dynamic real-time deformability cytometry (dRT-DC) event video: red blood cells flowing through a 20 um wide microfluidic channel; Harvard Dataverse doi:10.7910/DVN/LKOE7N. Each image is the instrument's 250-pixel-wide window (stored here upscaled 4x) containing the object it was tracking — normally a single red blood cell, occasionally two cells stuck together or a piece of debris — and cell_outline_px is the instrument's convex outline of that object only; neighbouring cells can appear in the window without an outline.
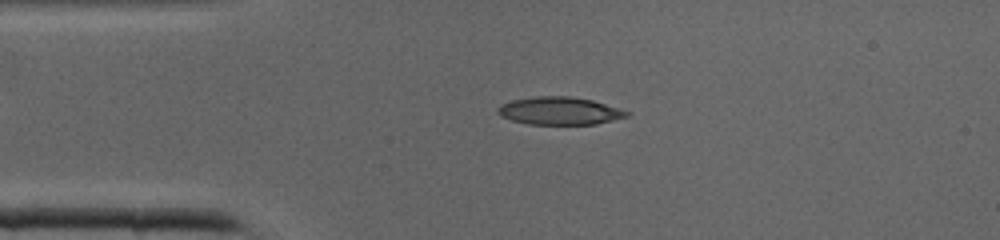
{"species": "common noctule bat (a hibernating species)", "species_latin": "Nyctalus noctula", "temperature_condition": "cold", "stored_images_in_passage": 39, "camera_frame_rate_fps": 3000, "um_per_image_px": 0.085, "animal": {"sex": "male", "body_mass_g": 19.0, "forearm_length_mm": 50.8}, "frame": {"image": 1, "passage_image": 8, "time_ms": 2.333, "image_size_px": [1000, 240], "cell_outline_px": [[628, 116], [596, 124], [528, 124], [512, 120], [500, 116], [496, 112], [496, 108], [500, 104], [512, 100], [536, 96], [572, 96], [592, 100], [628, 112]], "centroid_in_image_um": [47.48, 9.42], "position_along_channel_um": 37.5, "area_um2": 20.69}}
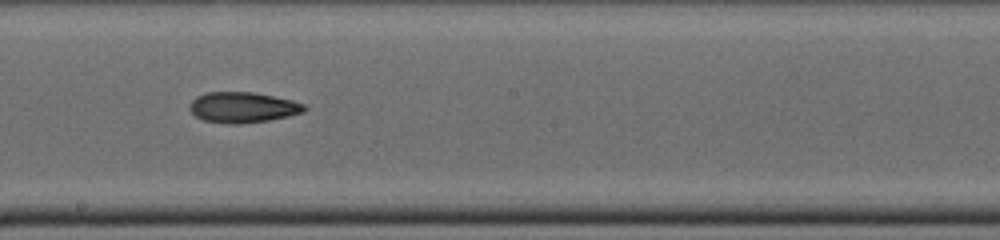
{"frame": {"image": 2, "passage_image": 21, "time_ms": 6.667, "image_size_px": [1000, 240], "cell_outline_px": [[308, 108], [304, 112], [288, 116], [268, 120], [236, 124], [232, 124], [204, 120], [196, 116], [188, 108], [192, 100], [196, 96], [204, 92], [252, 92], [292, 100], [304, 104]], "centroid_in_image_um": [20.63, 9.11], "position_along_channel_um": 227.6, "area_um2": 20.35}}
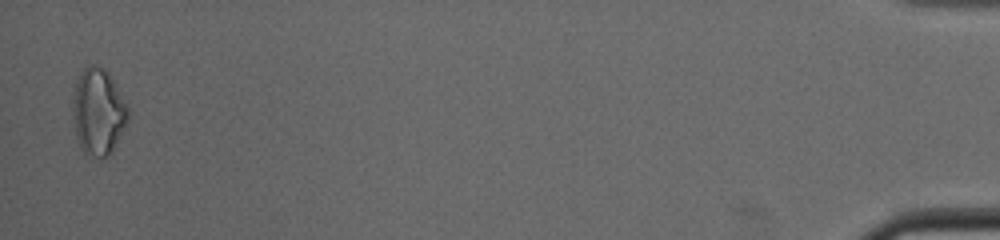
{"frame": {"image": 3, "passage_image": 39, "time_ms": 12.667, "image_size_px": [1000, 240], "cell_outline_px": [[128, 120], [112, 152], [108, 156], [92, 156], [84, 152], [76, 136], [72, 112], [72, 104], [76, 84], [80, 72], [88, 64], [96, 64], [104, 68], [108, 72], [116, 84], [128, 108]], "centroid_in_image_um": [8.35, 9.46], "position_along_channel_um": 426.9, "area_um2": 27.74}}